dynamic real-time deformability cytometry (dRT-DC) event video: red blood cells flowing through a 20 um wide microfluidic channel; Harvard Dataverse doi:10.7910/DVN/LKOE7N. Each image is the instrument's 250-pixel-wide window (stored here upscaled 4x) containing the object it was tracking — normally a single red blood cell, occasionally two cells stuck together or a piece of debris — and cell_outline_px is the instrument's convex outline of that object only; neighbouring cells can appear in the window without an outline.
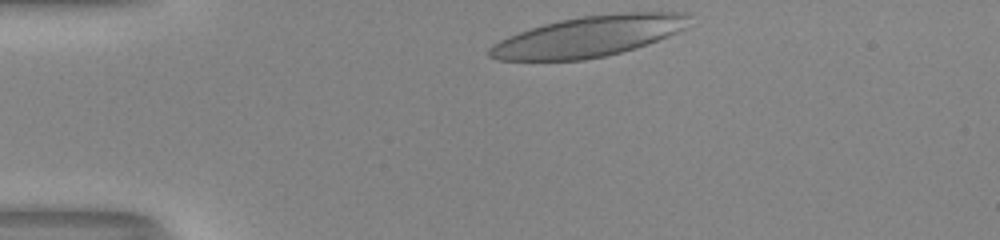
{"species": "human", "species_latin": "Homo sapiens", "temperature_condition": "room temperature", "stored_images_in_passage": 32, "camera_frame_rate_fps": 3000, "um_per_image_px": 0.085, "donor": {"sex": "male"}, "frame": {"image": 1, "passage_image": 1, "time_ms": 0.0, "image_size_px": [1000, 240], "cell_outline_px": [[688, 28], [648, 44], [636, 48], [604, 56], [584, 60], [496, 60], [488, 56], [488, 48], [492, 44], [508, 36], [544, 24], [560, 20], [580, 16], [632, 12], [684, 12], [688, 16]], "centroid_in_image_um": [50.05, 3.1], "position_along_channel_um": 35.0, "area_um2": 47.22}}
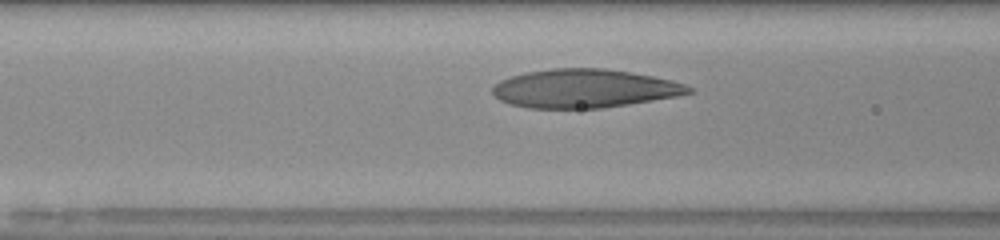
{"frame": {"image": 2, "passage_image": 11, "time_ms": 3.333, "image_size_px": [1000, 240], "cell_outline_px": [[692, 92], [676, 96], [604, 108], [528, 108], [508, 104], [500, 100], [492, 92], [492, 88], [500, 80], [524, 72], [552, 68], [604, 68], [652, 76], [672, 80], [684, 84], [692, 88]], "centroid_in_image_um": [49.63, 7.52], "position_along_channel_um": 117.0, "area_um2": 43.93}}
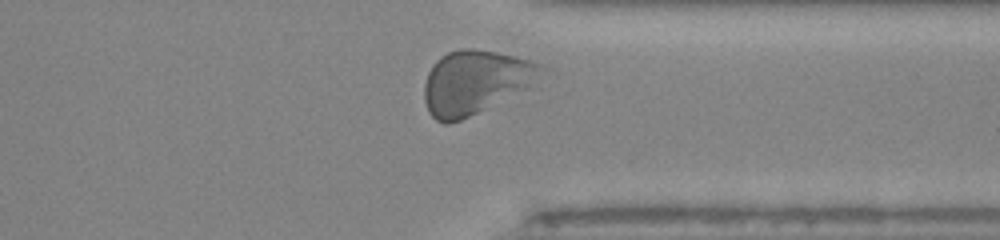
{"frame": {"image": 3, "passage_image": 30, "time_ms": 9.667, "image_size_px": [1000, 240], "cell_outline_px": [[548, 68], [532, 88], [460, 120], [448, 124], [444, 124], [436, 120], [428, 112], [424, 100], [424, 84], [428, 72], [432, 64], [440, 56], [448, 52], [460, 48], [472, 48], [496, 52], [516, 56], [544, 64]], "centroid_in_image_um": [40.45, 6.97], "position_along_channel_um": 370.9, "area_um2": 44.27}, "authors_computed_cell_mechanics": {"area_um2": 44.3037, "velocity_mm_per_s": 4.0225, "shape_relaxation_time_tau1_ms": 6.4213, "shape_relaxation_time_tau2_ms": 0.9888, "deformation_change_tau1": 0.2273, "deformation_change_tau2": 0.067}}